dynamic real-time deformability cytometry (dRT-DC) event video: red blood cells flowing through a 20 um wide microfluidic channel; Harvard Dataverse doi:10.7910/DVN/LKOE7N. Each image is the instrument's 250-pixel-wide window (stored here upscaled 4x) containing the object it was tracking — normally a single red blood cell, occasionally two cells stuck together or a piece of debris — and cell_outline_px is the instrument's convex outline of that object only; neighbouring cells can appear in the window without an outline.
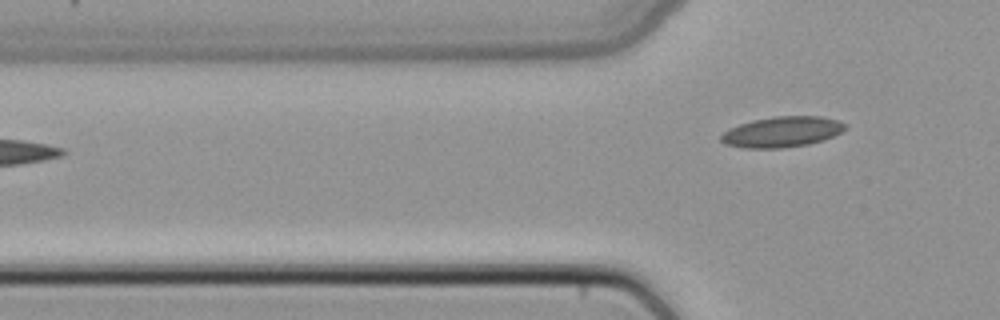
{"species": "common noctule bat (a hibernating species)", "species_latin": "Nyctalus noctula", "temperature_condition": "cold", "stored_images_in_passage": 5, "camera_frame_rate_fps": 3000, "um_per_image_px": 0.085, "animal": {"sex": "female", "body_mass_g": 22.7, "forearm_length_mm": 54.2}, "frame": {"image": 1, "passage_image": 5, "time_ms": 1.333, "image_size_px": [1000, 320], "cell_outline_px": [[848, 128], [824, 140], [808, 144], [784, 148], [744, 148], [724, 144], [720, 140], [720, 136], [728, 128], [752, 120], [772, 116], [820, 116], [840, 120], [848, 124]], "centroid_in_image_um": [66.49, 11.2], "position_along_channel_um": 59.3, "area_um2": 22.43}}